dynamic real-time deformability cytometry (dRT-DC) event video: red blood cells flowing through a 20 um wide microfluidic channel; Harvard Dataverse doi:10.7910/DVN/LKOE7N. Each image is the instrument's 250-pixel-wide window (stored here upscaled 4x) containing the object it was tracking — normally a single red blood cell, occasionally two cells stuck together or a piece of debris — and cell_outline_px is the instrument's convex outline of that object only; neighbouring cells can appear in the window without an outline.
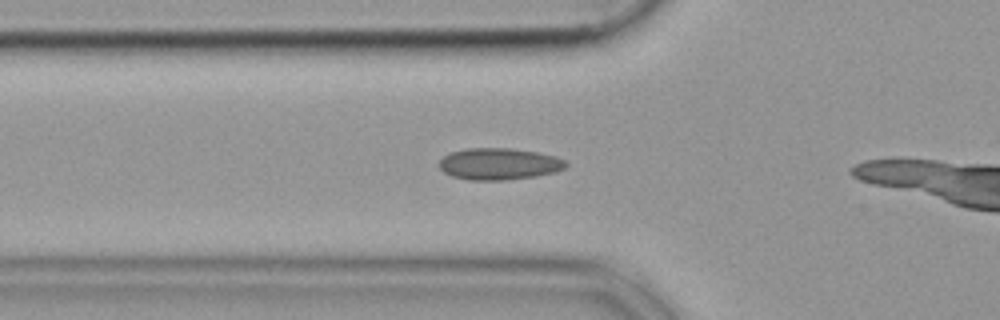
{"species": "common noctule bat (a hibernating species)", "species_latin": "Nyctalus noctula", "temperature_condition": "cold", "stored_images_in_passage": 13, "camera_frame_rate_fps": 3000, "um_per_image_px": 0.085, "animal": {"sex": "female", "body_mass_g": 19.9}, "frame": {"image": 1, "passage_image": 8, "time_ms": 2.333, "image_size_px": [1000, 320], "cell_outline_px": [[568, 164], [564, 168], [556, 172], [536, 176], [508, 180], [468, 180], [452, 176], [444, 172], [440, 168], [440, 160], [444, 156], [452, 152], [468, 148], [508, 148], [536, 152], [556, 156], [564, 160]], "centroid_in_image_um": [42.43, 13.94], "position_along_channel_um": 83.4, "area_um2": 23.35}}